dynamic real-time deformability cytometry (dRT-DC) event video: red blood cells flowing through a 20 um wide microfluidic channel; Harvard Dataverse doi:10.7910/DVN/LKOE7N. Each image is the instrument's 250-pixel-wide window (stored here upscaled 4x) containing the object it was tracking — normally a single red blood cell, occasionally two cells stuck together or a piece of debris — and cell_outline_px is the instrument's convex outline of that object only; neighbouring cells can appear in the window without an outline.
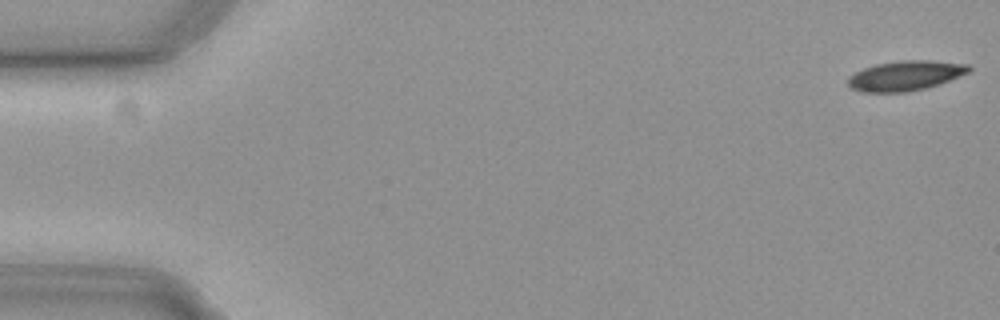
{"species": "common noctule bat (a hibernating species)", "species_latin": "Nyctalus noctula", "temperature_condition": "cold", "stored_images_in_passage": 56, "camera_frame_rate_fps": 3000, "um_per_image_px": 0.085, "animal": {"sex": "female", "body_mass_g": 19.3, "forearm_length_mm": 54.1}, "frame": {"image": 1, "passage_image": 1, "time_ms": 0.0, "image_size_px": [1000, 320], "cell_outline_px": [[972, 68], [968, 72], [948, 80], [924, 88], [904, 92], [864, 92], [852, 88], [848, 84], [848, 76], [864, 68], [876, 64], [900, 60], [928, 60], [968, 64]], "centroid_in_image_um": [76.93, 6.42], "position_along_channel_um": 8.1, "area_um2": 20.69}}
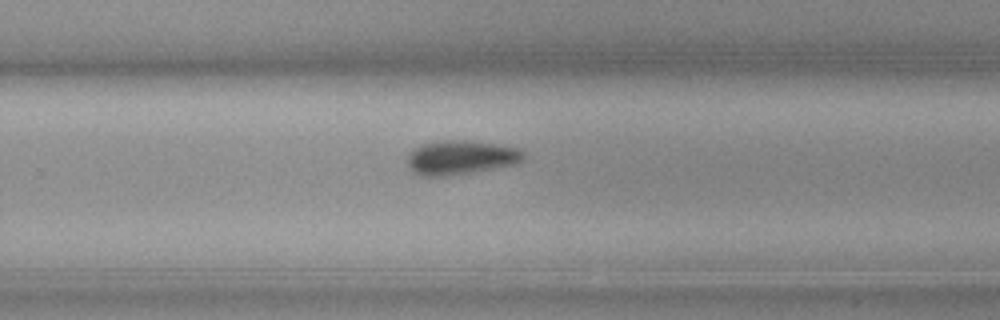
{"frame": {"image": 2, "passage_image": 36, "time_ms": 11.667, "image_size_px": [1000, 320], "cell_outline_px": [[524, 160], [516, 164], [476, 172], [452, 176], [420, 176], [412, 172], [408, 168], [404, 160], [408, 152], [412, 148], [424, 144], [440, 140], [464, 140], [520, 148], [524, 152]], "centroid_in_image_um": [39.1, 13.41], "position_along_channel_um": 290.7, "area_um2": 23.7}}
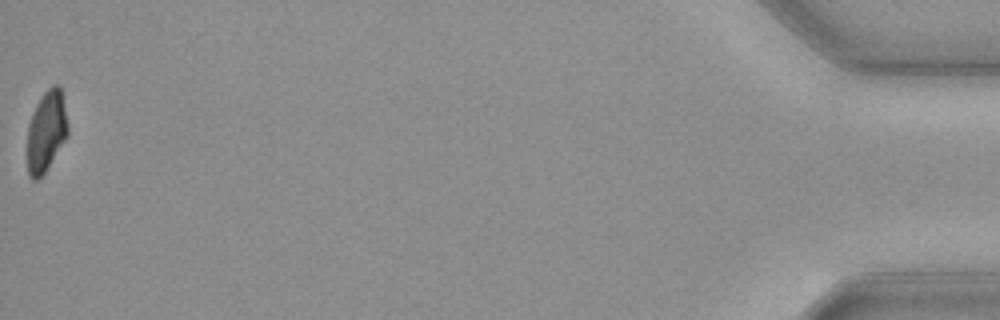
{"frame": {"image": 3, "passage_image": 56, "time_ms": 18.333, "image_size_px": [1000, 320], "cell_outline_px": [[68, 136], [44, 172], [36, 180], [32, 180], [28, 176], [28, 124], [32, 112], [36, 104], [44, 92], [52, 84], [60, 84], [68, 124]], "centroid_in_image_um": [3.94, 11.12], "position_along_channel_um": 431.3, "area_um2": 19.07}, "authors_computed_cell_mechanics": {"area_um2": 22.0218, "velocity_mm_per_s": 3.7051, "shape_relaxation_time_tau1_ms": 3.654, "shape_relaxation_time_tau2_ms": null, "deformation_change_tau1": 0.1102, "deformation_change_tau2": null}}